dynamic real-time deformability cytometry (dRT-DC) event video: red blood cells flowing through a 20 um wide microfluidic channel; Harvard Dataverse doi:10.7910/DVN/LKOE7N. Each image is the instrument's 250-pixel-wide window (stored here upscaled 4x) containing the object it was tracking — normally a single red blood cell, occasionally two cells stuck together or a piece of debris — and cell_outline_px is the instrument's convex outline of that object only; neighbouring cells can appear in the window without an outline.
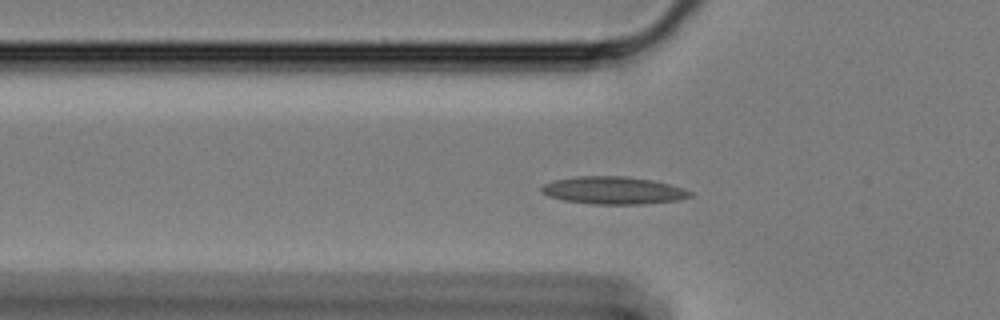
{"species": "Egyptian fruit bat (a non-hibernating species)", "species_latin": "Rousettus aegyptiacus", "temperature_condition": "cold", "stored_images_in_passage": 43, "camera_frame_rate_fps": 3000, "um_per_image_px": 0.085, "animal": {"sex": "female"}, "frame": {"image": 1, "passage_image": 2, "time_ms": 0.333, "image_size_px": [1000, 320], "cell_outline_px": [[692, 196], [680, 200], [644, 204], [592, 204], [564, 200], [548, 196], [540, 192], [540, 188], [544, 184], [556, 180], [580, 176], [628, 176], [652, 180], [684, 188], [692, 192]], "centroid_in_image_um": [52.15, 16.19], "position_along_channel_um": 73.6, "area_um2": 23.87}}
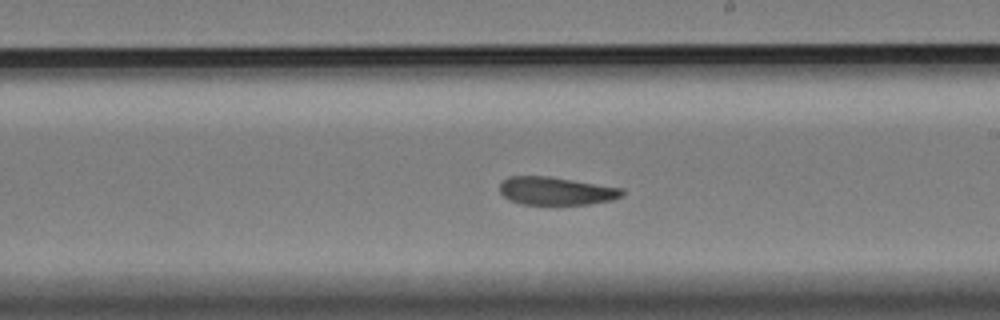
{"frame": {"image": 2, "passage_image": 17, "time_ms": 5.333, "image_size_px": [1000, 320], "cell_outline_px": [[624, 196], [612, 200], [588, 204], [520, 204], [508, 200], [500, 192], [500, 184], [508, 176], [548, 176], [624, 188]], "centroid_in_image_um": [47.28, 16.23], "position_along_channel_um": 241.7, "area_um2": 20.06}}
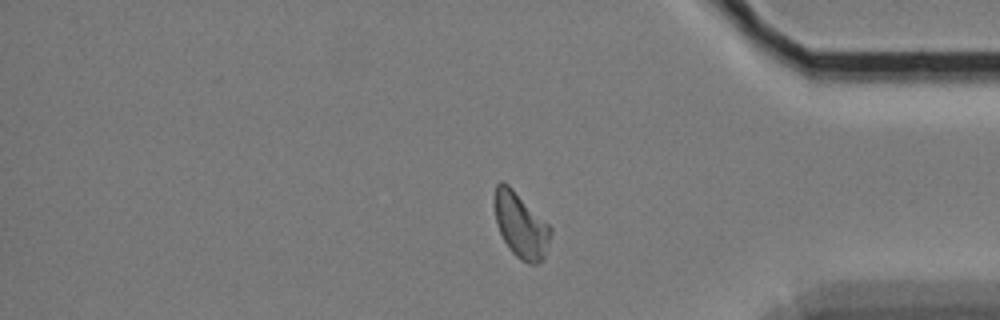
{"frame": {"image": 3, "passage_image": 32, "time_ms": 10.333, "image_size_px": [1000, 320], "cell_outline_px": [[552, 232], [544, 260], [536, 264], [528, 264], [520, 260], [508, 248], [496, 224], [496, 184], [500, 180], [508, 184], [552, 228]], "centroid_in_image_um": [44.3, 19.2], "position_along_channel_um": 390.9, "area_um2": 20.98}, "authors_computed_cell_mechanics": {"area_um2": 20.808, "velocity_mm_per_s": 3.349, "shape_relaxation_time_tau1_ms": 8.3706, "shape_relaxation_time_tau2_ms": 4.6582, "deformation_change_tau1": 0.1655, "deformation_change_tau2": 0.1094}}